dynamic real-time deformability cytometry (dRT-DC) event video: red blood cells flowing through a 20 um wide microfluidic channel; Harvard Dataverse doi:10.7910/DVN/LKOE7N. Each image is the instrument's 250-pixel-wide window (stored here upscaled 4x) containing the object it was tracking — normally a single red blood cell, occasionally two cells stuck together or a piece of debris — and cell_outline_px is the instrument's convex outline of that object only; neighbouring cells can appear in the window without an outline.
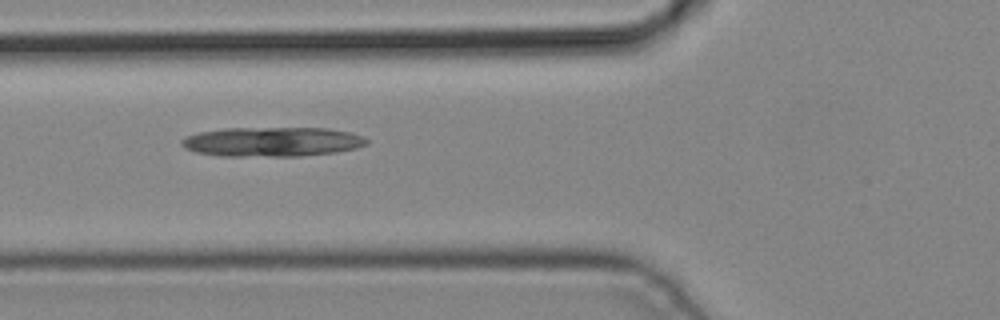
{"species": "common noctule bat (a hibernating species)", "species_latin": "Nyctalus noctula", "temperature_condition": "cold", "stored_images_in_passage": 8, "camera_frame_rate_fps": 3000, "um_per_image_px": 0.085, "animal": {"sex": "male", "body_mass_g": 19.2, "forearm_length_mm": 51.8}, "frame": {"image": 1, "passage_image": 6, "time_ms": 1.667, "image_size_px": [1000, 320], "cell_outline_px": [[368, 144], [356, 148], [336, 152], [300, 156], [220, 156], [196, 152], [184, 148], [180, 144], [180, 140], [188, 136], [200, 132], [224, 128], [328, 128], [352, 132], [364, 136], [368, 140]], "centroid_in_image_um": [23.16, 12.05], "position_along_channel_um": 102.6, "area_um2": 32.02}}
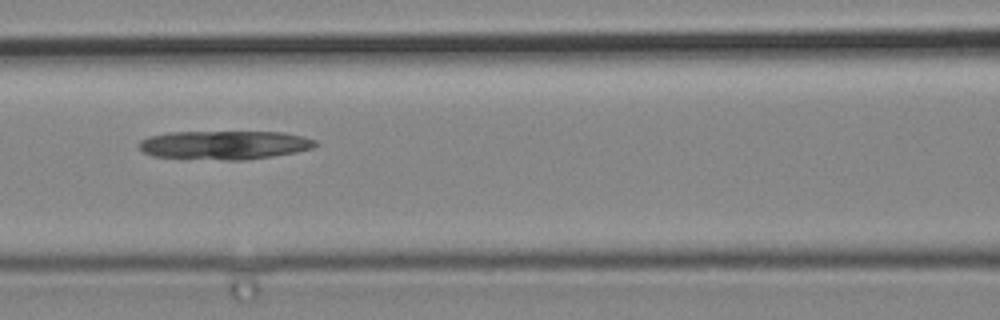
{"frame": {"image": 2, "passage_image": 7, "time_ms": 2.0, "image_size_px": [1000, 320], "cell_outline_px": [[316, 144], [312, 148], [296, 152], [272, 156], [244, 160], [224, 160], [152, 156], [144, 152], [140, 148], [140, 140], [148, 136], [168, 132], [284, 132], [304, 136], [316, 140]], "centroid_in_image_um": [19.08, 12.32], "position_along_channel_um": 147.5, "area_um2": 29.48}}
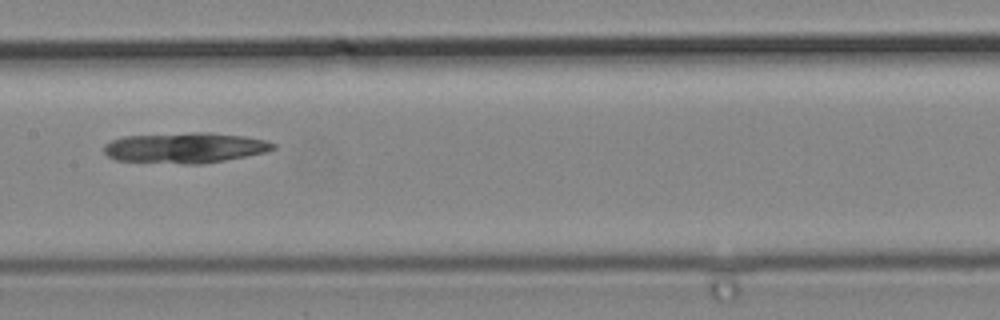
{"frame": {"image": 3, "passage_image": 8, "time_ms": 2.333, "image_size_px": [1000, 320], "cell_outline_px": [[276, 148], [264, 152], [224, 160], [200, 164], [184, 164], [116, 160], [108, 156], [104, 152], [104, 144], [112, 140], [124, 136], [192, 132], [208, 132], [244, 136], [268, 140], [276, 144]], "centroid_in_image_um": [15.73, 12.55], "position_along_channel_um": 191.7, "area_um2": 30.06}}